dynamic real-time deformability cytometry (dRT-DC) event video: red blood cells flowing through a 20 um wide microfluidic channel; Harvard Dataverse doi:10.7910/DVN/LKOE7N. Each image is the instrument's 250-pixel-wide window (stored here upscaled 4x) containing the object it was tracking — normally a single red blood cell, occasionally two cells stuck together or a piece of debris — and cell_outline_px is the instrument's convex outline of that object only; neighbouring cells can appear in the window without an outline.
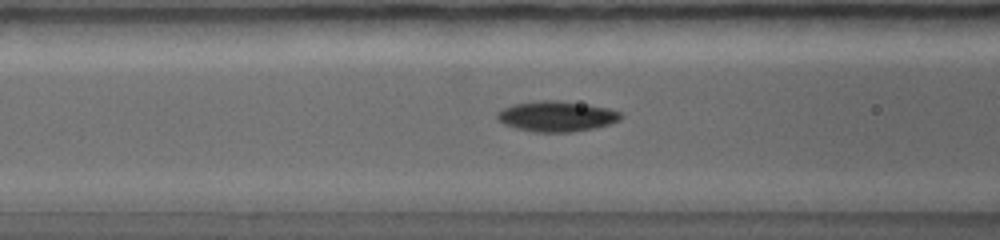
{"species": "common noctule bat (a hibernating species)", "species_latin": "Nyctalus noctula", "temperature_condition": "warm", "stored_images_in_passage": 47, "camera_frame_rate_fps": 5000, "um_per_image_px": 0.085, "animal": {"sex": "female", "body_mass_g": 19.0, "forearm_length_mm": 56.7}, "frame": {"image": 1, "passage_image": 14, "time_ms": 3.0, "image_size_px": [1000, 240], "cell_outline_px": [[624, 116], [620, 120], [608, 124], [592, 128], [568, 132], [532, 132], [516, 128], [504, 124], [496, 116], [496, 112], [512, 104], [540, 100], [560, 100], [588, 104], [608, 108], [620, 112]], "centroid_in_image_um": [47.3, 9.87], "position_along_channel_um": 119.3, "area_um2": 21.96}}
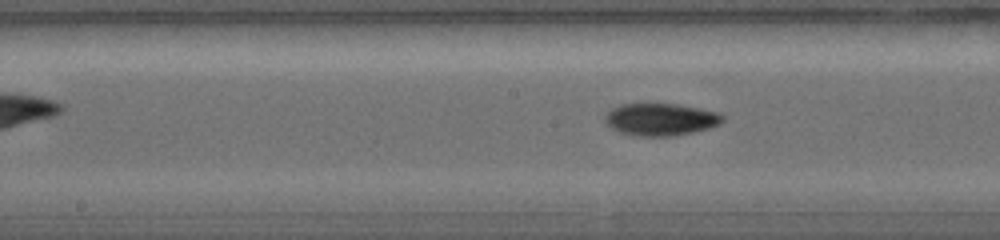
{"frame": {"image": 2, "passage_image": 19, "time_ms": 4.2, "image_size_px": [1000, 240], "cell_outline_px": [[724, 120], [720, 124], [708, 128], [692, 132], [672, 136], [632, 136], [620, 132], [612, 128], [604, 120], [604, 116], [612, 108], [620, 104], [680, 104], [720, 112], [724, 116]], "centroid_in_image_um": [56.17, 10.14], "position_along_channel_um": 192.0, "area_um2": 22.25}}
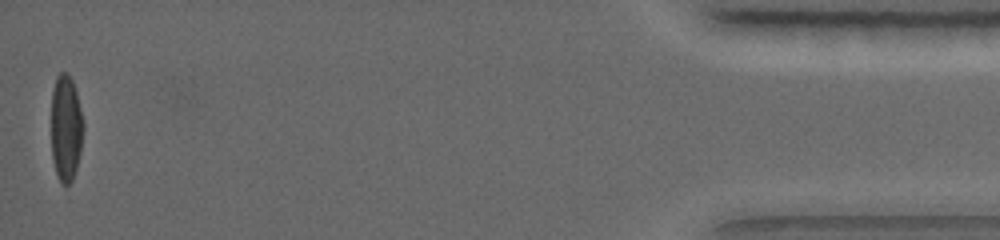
{"frame": {"image": 3, "passage_image": 47, "time_ms": 10.0, "image_size_px": [1000, 240], "cell_outline_px": [[84, 128], [80, 152], [76, 168], [72, 180], [68, 184], [60, 184], [52, 160], [52, 92], [56, 76], [60, 72], [68, 72], [72, 80], [76, 92], [84, 124]], "centroid_in_image_um": [5.6, 10.88], "position_along_channel_um": 429.6, "area_um2": 19.88}}